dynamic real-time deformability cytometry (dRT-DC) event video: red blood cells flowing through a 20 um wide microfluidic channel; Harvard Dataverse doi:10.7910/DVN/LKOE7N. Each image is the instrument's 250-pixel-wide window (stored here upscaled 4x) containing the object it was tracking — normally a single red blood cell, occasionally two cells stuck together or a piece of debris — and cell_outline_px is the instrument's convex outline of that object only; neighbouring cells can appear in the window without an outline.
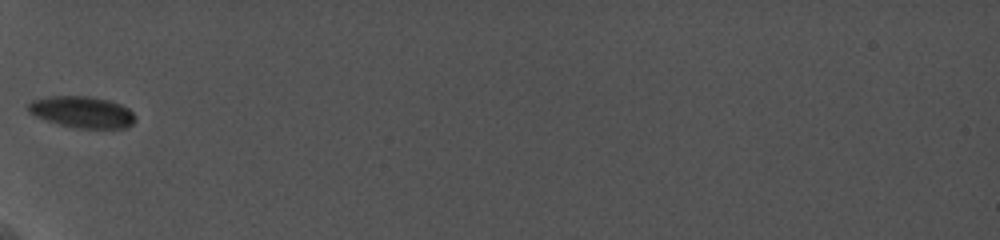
{"species": "common noctule bat (a hibernating species)", "species_latin": "Nyctalus noctula", "temperature_condition": "cold", "stored_images_in_passage": 18, "camera_frame_rate_fps": 5000, "um_per_image_px": 0.085, "animal": {"sex": "female", "body_mass_g": 19.0, "forearm_length_mm": 56.7}, "frame": {"image": 1, "passage_image": 1, "time_ms": 0.0, "image_size_px": [1000, 240], "cell_outline_px": [[136, 120], [132, 124], [124, 128], [80, 128], [60, 124], [36, 116], [28, 112], [28, 104], [32, 100], [48, 96], [88, 96], [108, 100], [120, 104], [128, 108], [136, 116]], "centroid_in_image_um": [7.0, 9.51], "position_along_channel_um": 78.0, "area_um2": 19.48}}
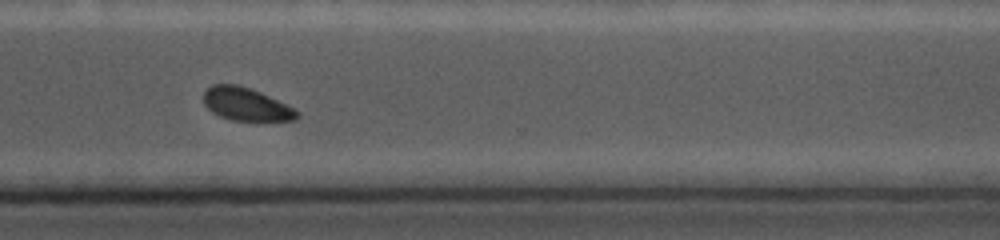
{"frame": {"image": 2, "passage_image": 13, "time_ms": 7.4, "image_size_px": [1000, 240], "cell_outline_px": [[300, 116], [296, 120], [232, 120], [220, 116], [212, 112], [204, 104], [204, 92], [212, 84], [240, 84], [260, 92], [300, 112]], "centroid_in_image_um": [20.89, 8.85], "position_along_channel_um": 349.7, "area_um2": 17.69}}
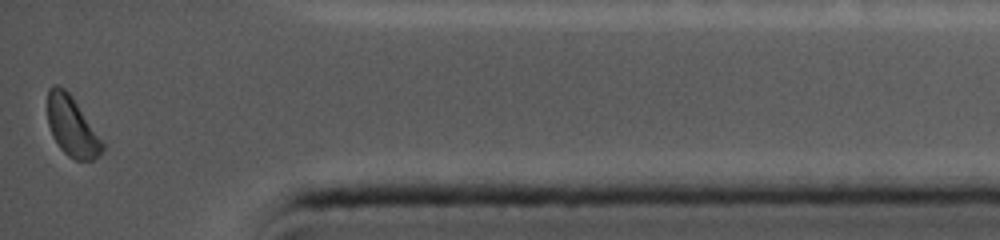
{"frame": {"image": 3, "passage_image": 18, "time_ms": 9.8, "image_size_px": [1000, 240], "cell_outline_px": [[104, 148], [92, 160], [76, 160], [68, 156], [60, 148], [52, 136], [48, 124], [48, 88], [52, 84], [56, 84], [64, 88], [72, 96], [104, 144]], "centroid_in_image_um": [6.08, 10.73], "position_along_channel_um": 429.1, "area_um2": 18.79}, "authors_computed_cell_mechanics": {"area_um2": 19.0451, "velocity_mm_per_s": 3.7127, "shape_relaxation_time_tau1_ms": 1.1843, "shape_relaxation_time_tau2_ms": null, "deformation_change_tau1": 0.0514, "deformation_change_tau2": null}}